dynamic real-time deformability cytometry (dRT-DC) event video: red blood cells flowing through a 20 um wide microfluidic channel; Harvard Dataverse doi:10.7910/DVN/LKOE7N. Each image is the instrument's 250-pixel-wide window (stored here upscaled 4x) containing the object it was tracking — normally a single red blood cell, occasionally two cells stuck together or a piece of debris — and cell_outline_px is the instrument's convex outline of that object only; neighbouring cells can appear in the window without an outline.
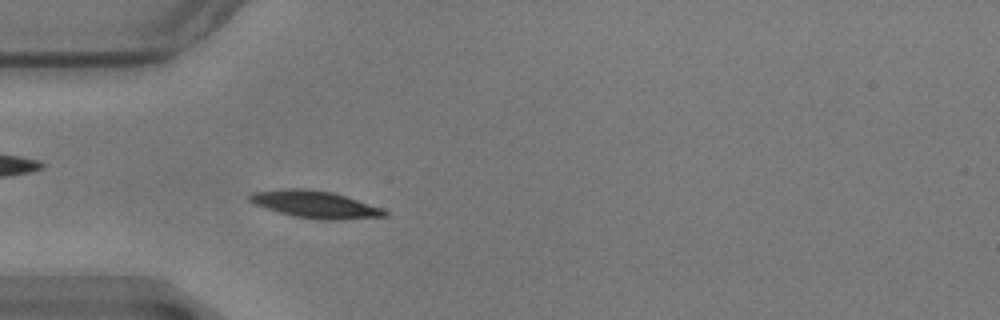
{"species": "common noctule bat (a hibernating species)", "species_latin": "Nyctalus noctula", "temperature_condition": "warm", "stored_images_in_passage": 55, "camera_frame_rate_fps": 3000, "um_per_image_px": 0.085, "animal": {"sex": "male", "body_mass_g": 17.9}, "frame": {"image": 1, "passage_image": 14, "time_ms": 4.333, "image_size_px": [1000, 320], "cell_outline_px": [[388, 216], [336, 220], [320, 220], [296, 216], [280, 212], [256, 204], [248, 200], [248, 196], [252, 192], [284, 188], [304, 188], [332, 192], [384, 208], [388, 212]], "centroid_in_image_um": [26.82, 17.37], "position_along_channel_um": 58.2, "area_um2": 21.27}}
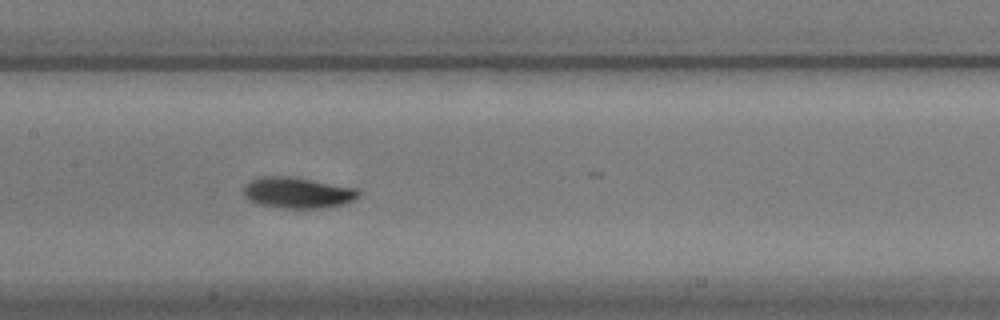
{"frame": {"image": 2, "passage_image": 25, "time_ms": 8.0, "image_size_px": [1000, 320], "cell_outline_px": [[360, 196], [344, 204], [324, 208], [284, 208], [256, 204], [248, 200], [244, 196], [244, 184], [248, 180], [260, 176], [292, 176], [356, 188], [360, 192]], "centroid_in_image_um": [25.25, 16.37], "position_along_channel_um": 182.2, "area_um2": 21.04}}
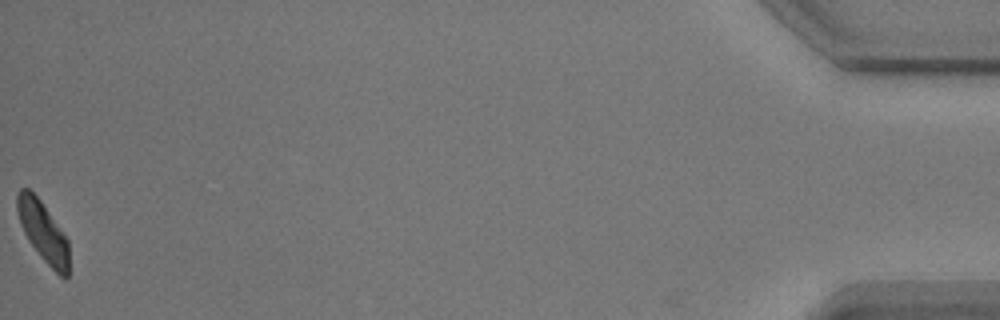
{"frame": {"image": 3, "passage_image": 55, "time_ms": 18.0, "image_size_px": [1000, 320], "cell_outline_px": [[68, 276], [64, 280], [40, 256], [28, 240], [20, 224], [16, 208], [16, 192], [20, 188], [28, 188], [40, 200], [68, 240]], "centroid_in_image_um": [3.63, 19.68], "position_along_channel_um": 431.6, "area_um2": 17.98}, "authors_computed_cell_mechanics": {"area_um2": 19.4208, "velocity_mm_per_s": 3.4692, "shape_relaxation_time_tau1_ms": 2.1433, "shape_relaxation_time_tau2_ms": 3.809, "deformation_change_tau1": 0.1243, "deformation_change_tau2": 0.0909}}